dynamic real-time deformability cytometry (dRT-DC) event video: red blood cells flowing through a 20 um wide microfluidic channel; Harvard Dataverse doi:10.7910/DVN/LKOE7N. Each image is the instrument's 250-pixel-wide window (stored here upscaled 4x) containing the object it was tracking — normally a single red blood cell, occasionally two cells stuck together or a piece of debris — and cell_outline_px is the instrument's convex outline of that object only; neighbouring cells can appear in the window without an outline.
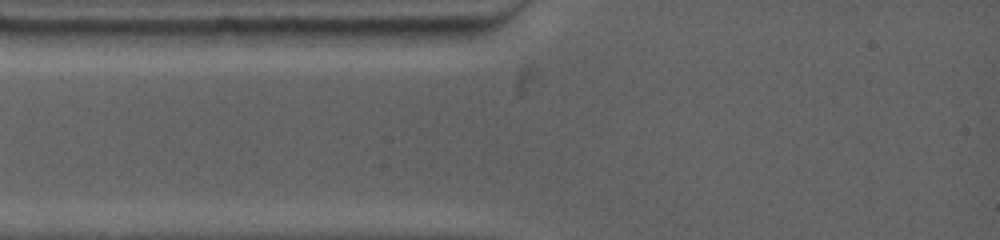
{"species": "common noctule bat (a hibernating species)", "species_latin": "Nyctalus noctula", "temperature_condition": "warm", "stored_images_in_passage": 3, "camera_frame_rate_fps": 4500, "um_per_image_px": 0.085, "animal": {"sex": "female", "body_mass_g": 19.0, "forearm_length_mm": 53.3}, "frame": {"image": 1, "passage_image": 1, "time_ms": 0.0, "image_size_px": [1000, 240], "cell_outline_px": [[484, 32], [476, 44], [384, 44], [368, 28], [484, 28]], "centroid_in_image_um": [36.42, 3.03], "position_along_channel_um": 48.6, "area_um2": 12.14}}